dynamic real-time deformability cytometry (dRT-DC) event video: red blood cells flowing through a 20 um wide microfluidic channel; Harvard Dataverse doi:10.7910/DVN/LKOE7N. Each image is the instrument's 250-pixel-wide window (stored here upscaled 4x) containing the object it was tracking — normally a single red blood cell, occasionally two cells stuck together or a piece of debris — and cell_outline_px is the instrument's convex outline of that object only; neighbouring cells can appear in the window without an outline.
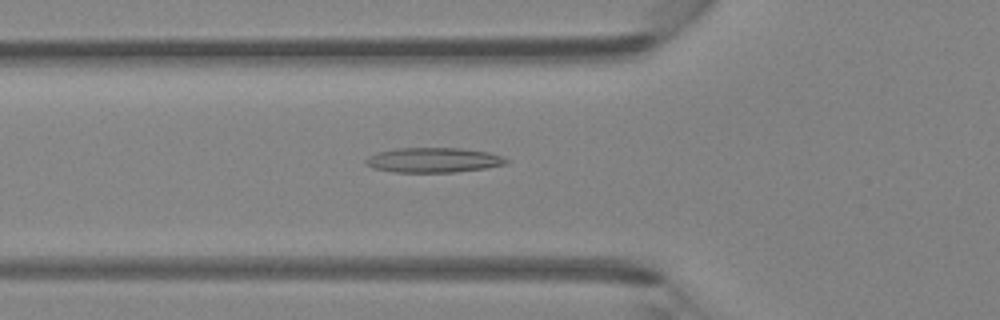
{"species": "Egyptian fruit bat (a non-hibernating species)", "species_latin": "Rousettus aegyptiacus", "temperature_condition": "room temperature", "stored_images_in_passage": 44, "camera_frame_rate_fps": 3000, "um_per_image_px": 0.085, "animal": {"sex": "female"}, "frame": {"image": 1, "passage_image": 15, "time_ms": 4.667, "image_size_px": [1000, 320], "cell_outline_px": [[508, 164], [484, 168], [456, 172], [392, 172], [372, 168], [364, 164], [364, 160], [368, 156], [376, 152], [396, 148], [460, 148], [488, 152], [500, 156], [508, 160]], "centroid_in_image_um": [36.78, 13.61], "position_along_channel_um": 89.0, "area_um2": 20.46}}
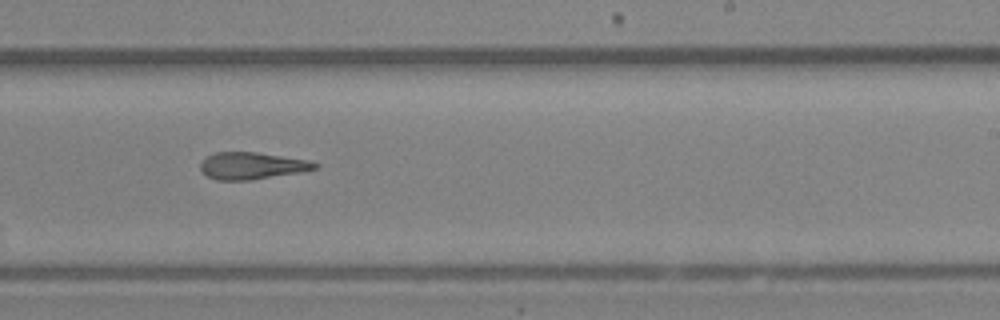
{"frame": {"image": 2, "passage_image": 27, "time_ms": 8.667, "image_size_px": [1000, 320], "cell_outline_px": [[320, 164], [316, 168], [300, 172], [248, 180], [216, 180], [200, 172], [200, 164], [208, 156], [216, 152], [256, 152], [308, 160]], "centroid_in_image_um": [21.39, 14.09], "position_along_channel_um": 267.6, "area_um2": 17.8}}
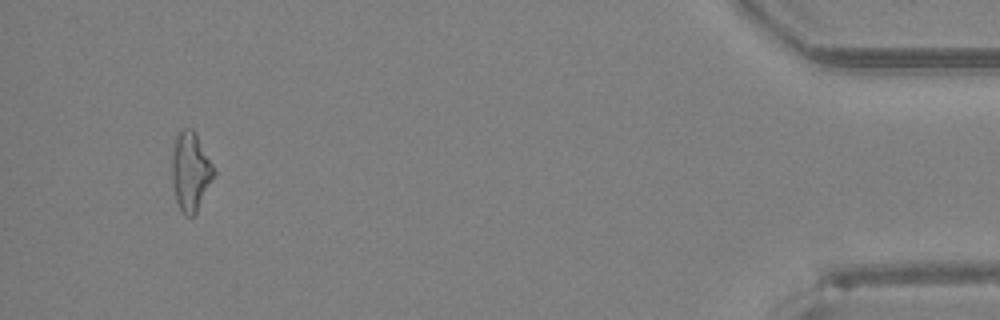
{"frame": {"image": 3, "passage_image": 42, "time_ms": 13.667, "image_size_px": [1000, 320], "cell_outline_px": [[216, 172], [196, 212], [192, 216], [184, 216], [176, 200], [172, 184], [172, 152], [176, 136], [184, 128], [192, 128], [196, 132], [216, 168]], "centroid_in_image_um": [16.21, 14.54], "position_along_channel_um": 419.0, "area_um2": 19.36}}